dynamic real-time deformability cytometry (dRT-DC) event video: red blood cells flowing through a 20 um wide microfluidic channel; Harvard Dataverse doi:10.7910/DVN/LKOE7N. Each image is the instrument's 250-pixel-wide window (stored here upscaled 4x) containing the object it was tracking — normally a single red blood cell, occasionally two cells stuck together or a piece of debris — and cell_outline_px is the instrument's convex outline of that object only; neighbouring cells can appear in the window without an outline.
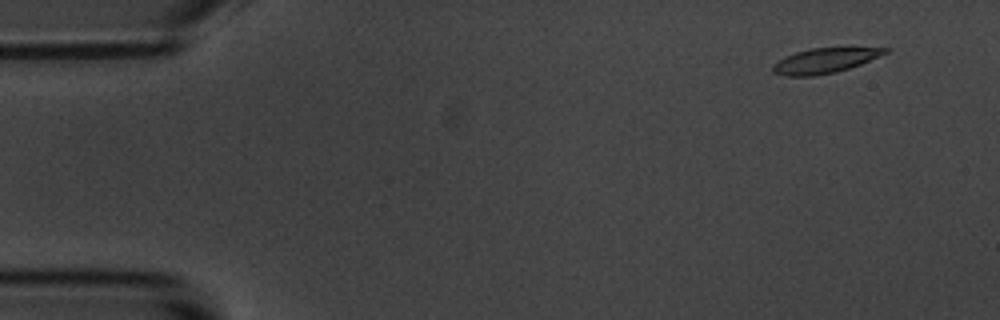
{"species": "common noctule bat (a hibernating species)", "species_latin": "Nyctalus noctula", "temperature_condition": "room temperature", "stored_images_in_passage": 6, "camera_frame_rate_fps": 3000, "um_per_image_px": 0.085, "animal": {"sex": "male", "body_mass_g": 20.1, "forearm_length_mm": 53.5}, "frame": {"image": 1, "passage_image": 2, "time_ms": 1.333, "image_size_px": [1000, 320], "cell_outline_px": [[892, 48], [888, 52], [860, 64], [836, 72], [812, 76], [784, 76], [772, 72], [772, 64], [796, 52], [812, 48]], "centroid_in_image_um": [70.07, 5.16], "position_along_channel_um": 14.9, "area_um2": 16.01}}
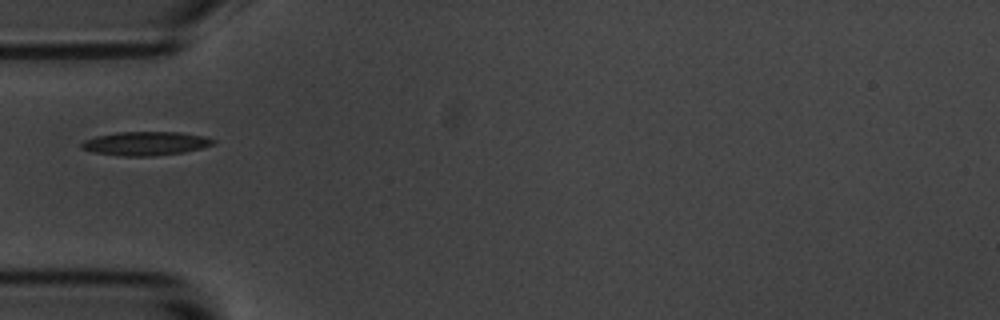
{"frame": {"image": 2, "passage_image": 6, "time_ms": 6.0, "image_size_px": [1000, 320], "cell_outline_px": [[216, 144], [184, 152], [156, 156], [124, 156], [92, 152], [80, 148], [80, 144], [84, 140], [96, 136], [116, 132], [180, 132], [204, 136], [216, 140]], "centroid_in_image_um": [12.37, 12.19], "position_along_channel_um": 72.6, "area_um2": 18.38}}